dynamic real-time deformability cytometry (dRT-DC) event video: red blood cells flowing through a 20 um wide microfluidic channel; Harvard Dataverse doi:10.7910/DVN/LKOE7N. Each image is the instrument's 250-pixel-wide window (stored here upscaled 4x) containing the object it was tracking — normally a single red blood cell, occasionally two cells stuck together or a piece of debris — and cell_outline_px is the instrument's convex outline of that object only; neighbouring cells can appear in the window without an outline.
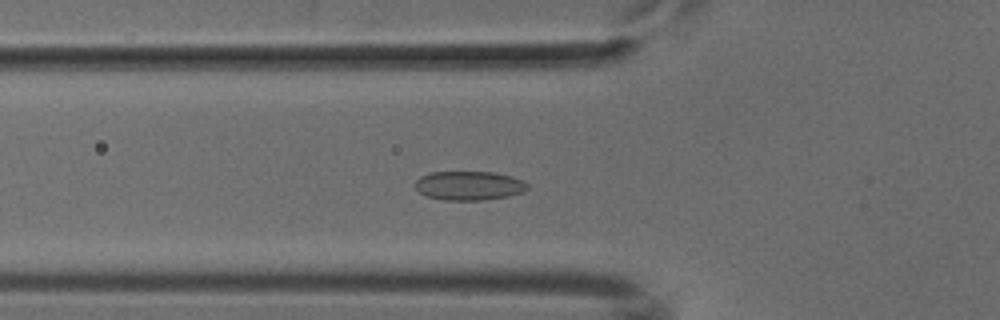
{"species": "common noctule bat (a hibernating species)", "species_latin": "Nyctalus noctula", "temperature_condition": "cold", "stored_images_in_passage": 49, "camera_frame_rate_fps": 3000, "um_per_image_px": 0.085, "animal": {"sex": "male", "body_mass_g": 18.8}, "frame": {"image": 1, "passage_image": 15, "time_ms": 4.667, "image_size_px": [1000, 320], "cell_outline_px": [[528, 188], [524, 192], [508, 196], [484, 200], [444, 200], [428, 196], [420, 192], [416, 188], [416, 180], [420, 176], [432, 172], [492, 172], [512, 176], [524, 180], [528, 184]], "centroid_in_image_um": [39.91, 15.78], "position_along_channel_um": 85.9, "area_um2": 19.02}}
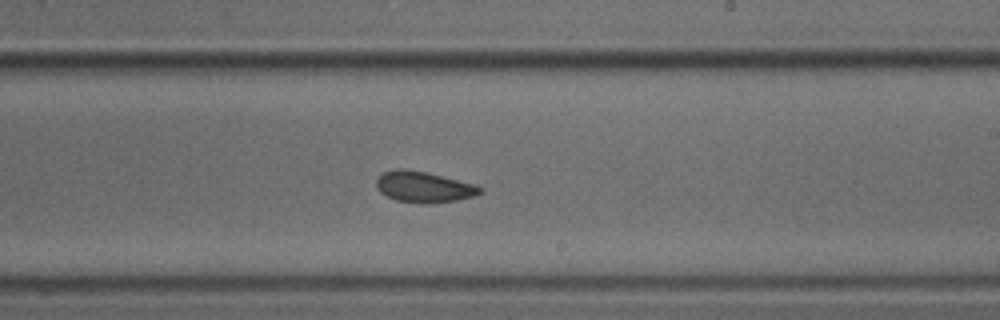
{"frame": {"image": 2, "passage_image": 28, "time_ms": 9.0, "image_size_px": [1000, 320], "cell_outline_px": [[484, 188], [476, 196], [456, 200], [428, 204], [424, 204], [396, 200], [380, 192], [376, 188], [376, 180], [384, 172], [396, 168], [404, 168], [428, 172], [476, 184]], "centroid_in_image_um": [36.04, 15.88], "position_along_channel_um": 253.0, "area_um2": 18.9}}
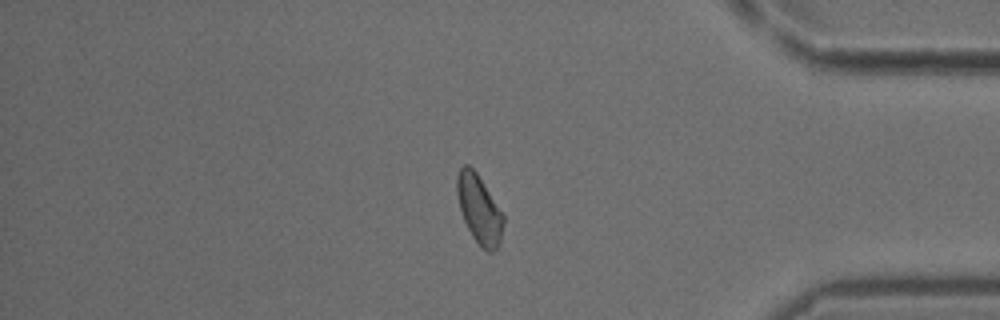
{"frame": {"image": 3, "passage_image": 41, "time_ms": 13.333, "image_size_px": [1000, 320], "cell_outline_px": [[504, 220], [500, 240], [496, 248], [492, 252], [488, 252], [480, 248], [472, 236], [464, 220], [460, 208], [456, 192], [456, 176], [460, 168], [464, 164], [468, 164], [476, 172], [504, 216]], "centroid_in_image_um": [40.71, 17.79], "position_along_channel_um": 394.5, "area_um2": 18.32}}